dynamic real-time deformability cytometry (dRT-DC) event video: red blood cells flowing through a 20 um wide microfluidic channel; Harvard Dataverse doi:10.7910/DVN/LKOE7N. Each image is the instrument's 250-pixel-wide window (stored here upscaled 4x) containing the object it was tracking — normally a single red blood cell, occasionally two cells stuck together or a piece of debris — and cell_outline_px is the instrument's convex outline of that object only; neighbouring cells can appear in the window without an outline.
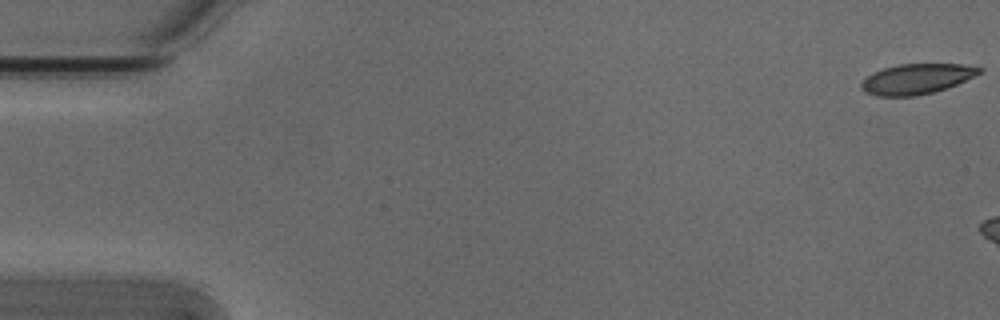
{"species": "Egyptian fruit bat (a non-hibernating species)", "species_latin": "Rousettus aegyptiacus", "temperature_condition": "cold", "stored_images_in_passage": 12, "camera_frame_rate_fps": 3000, "um_per_image_px": 0.085, "animal": {"sex": "male"}, "frame": {"image": 1, "passage_image": 1, "time_ms": 0.0, "image_size_px": [1000, 320], "cell_outline_px": [[984, 72], [956, 84], [932, 92], [916, 96], [876, 96], [864, 92], [860, 88], [860, 84], [872, 72], [884, 68], [900, 64], [964, 64], [984, 68]], "centroid_in_image_um": [77.92, 6.7], "position_along_channel_um": 7.1, "area_um2": 20.81}}